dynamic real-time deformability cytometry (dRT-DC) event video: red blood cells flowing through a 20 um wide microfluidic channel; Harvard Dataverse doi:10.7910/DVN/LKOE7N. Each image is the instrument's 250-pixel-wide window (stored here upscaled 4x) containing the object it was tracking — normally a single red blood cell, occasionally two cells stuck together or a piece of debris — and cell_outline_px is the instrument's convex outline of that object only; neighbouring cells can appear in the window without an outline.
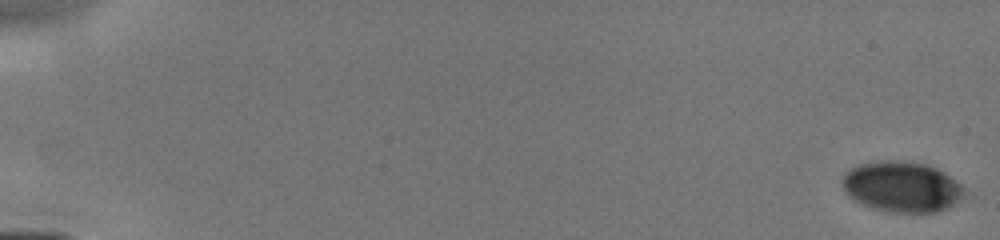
{"species": "human", "species_latin": "Homo sapiens", "temperature_condition": "cold", "stored_images_in_passage": 9, "camera_frame_rate_fps": 3000, "um_per_image_px": 0.085, "donor": {"sex": "male"}, "frame": {"image": 1, "passage_image": 1, "time_ms": 0.0, "image_size_px": [1000, 240], "cell_outline_px": [[964, 192], [952, 204], [936, 212], [888, 212], [872, 208], [856, 200], [844, 192], [840, 180], [852, 168], [860, 164], [884, 160], [904, 160], [928, 164], [944, 172], [960, 184], [964, 188]], "centroid_in_image_um": [76.62, 15.85], "position_along_channel_um": 8.4, "area_um2": 35.6}}